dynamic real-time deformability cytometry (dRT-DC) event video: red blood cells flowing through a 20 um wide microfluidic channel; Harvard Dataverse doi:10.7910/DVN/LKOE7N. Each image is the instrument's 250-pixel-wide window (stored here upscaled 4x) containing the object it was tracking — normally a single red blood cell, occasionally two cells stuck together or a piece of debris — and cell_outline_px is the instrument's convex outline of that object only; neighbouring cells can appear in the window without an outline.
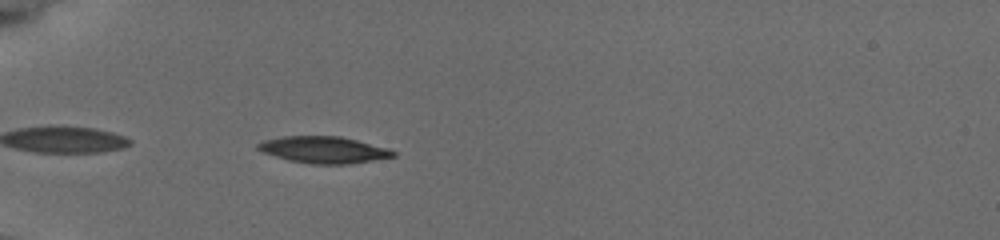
{"species": "common noctule bat (a hibernating species)", "species_latin": "Nyctalus noctula", "temperature_condition": "cold", "stored_images_in_passage": 41, "camera_frame_rate_fps": 3000, "um_per_image_px": 0.085, "animal": {"sex": "female", "body_mass_g": 19.5, "forearm_length_mm": 54.1}, "frame": {"image": 1, "passage_image": 4, "time_ms": 1.0, "image_size_px": [1000, 240], "cell_outline_px": [[396, 156], [348, 164], [312, 164], [288, 160], [264, 152], [256, 148], [256, 144], [264, 140], [284, 136], [340, 136], [388, 148], [396, 152]], "centroid_in_image_um": [27.51, 12.73], "position_along_channel_um": 57.5, "area_um2": 20.87}}
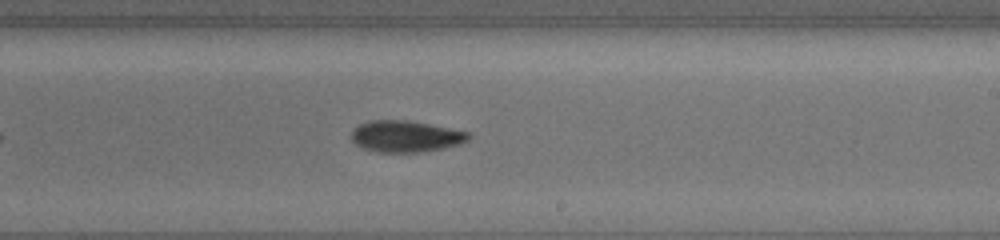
{"frame": {"image": 2, "passage_image": 21, "time_ms": 6.667, "image_size_px": [1000, 240], "cell_outline_px": [[472, 136], [468, 140], [460, 144], [444, 148], [420, 152], [376, 152], [364, 148], [356, 144], [352, 140], [352, 132], [360, 124], [372, 120], [404, 120], [428, 124], [468, 132]], "centroid_in_image_um": [34.5, 11.6], "position_along_channel_um": 254.5, "area_um2": 21.21}}
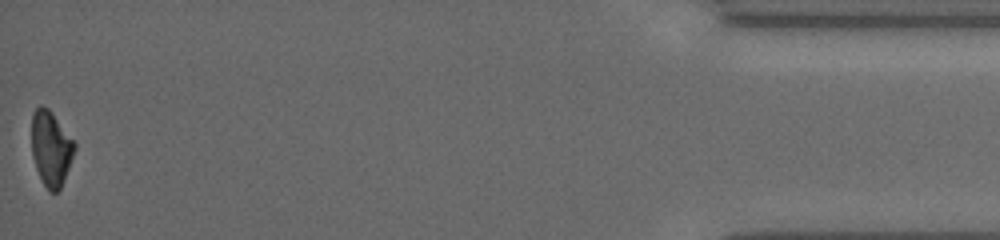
{"frame": {"image": 3, "passage_image": 41, "time_ms": 13.333, "image_size_px": [1000, 240], "cell_outline_px": [[76, 148], [64, 180], [60, 188], [56, 192], [48, 192], [36, 168], [32, 152], [32, 116], [36, 108], [40, 104], [48, 108], [52, 112], [76, 144]], "centroid_in_image_um": [4.33, 12.61], "position_along_channel_um": 430.9, "area_um2": 18.55}, "authors_computed_cell_mechanics": {"area_um2": 20.5768, "velocity_mm_per_s": 3.7881, "shape_relaxation_time_tau1_ms": 3.5986, "shape_relaxation_time_tau2_ms": null, "deformation_change_tau1": 0.1165, "deformation_change_tau2": null}}